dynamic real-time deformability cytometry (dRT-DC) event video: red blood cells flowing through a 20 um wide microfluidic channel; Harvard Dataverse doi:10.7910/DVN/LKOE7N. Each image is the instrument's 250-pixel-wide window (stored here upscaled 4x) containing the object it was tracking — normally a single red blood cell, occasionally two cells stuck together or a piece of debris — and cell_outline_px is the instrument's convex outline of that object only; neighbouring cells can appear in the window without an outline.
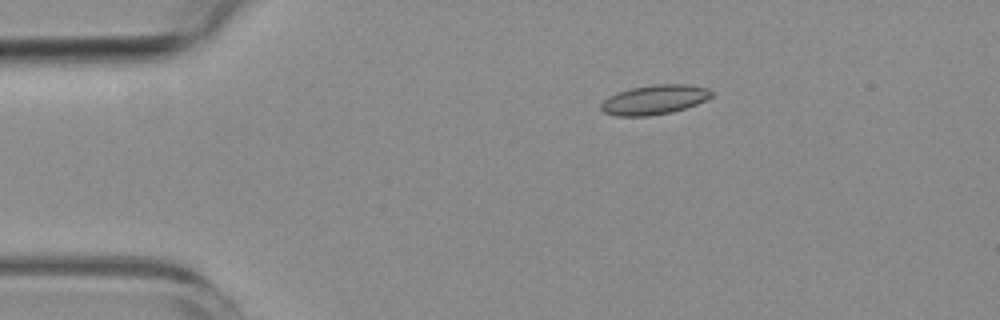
{"species": "common noctule bat (a hibernating species)", "species_latin": "Nyctalus noctula", "temperature_condition": "room temperature", "stored_images_in_passage": 4, "camera_frame_rate_fps": 3000, "um_per_image_px": 0.085, "animal": {"sex": "female", "body_mass_g": 19.3, "forearm_length_mm": 54.1}, "frame": {"image": 1, "passage_image": 3, "time_ms": 2.333, "image_size_px": [1000, 320], "cell_outline_px": [[712, 96], [696, 104], [672, 112], [648, 116], [616, 116], [604, 112], [600, 108], [600, 104], [604, 100], [620, 92], [632, 88], [656, 84], [684, 84], [708, 88], [712, 92]], "centroid_in_image_um": [55.63, 8.48], "position_along_channel_um": 29.4, "area_um2": 18.67}}